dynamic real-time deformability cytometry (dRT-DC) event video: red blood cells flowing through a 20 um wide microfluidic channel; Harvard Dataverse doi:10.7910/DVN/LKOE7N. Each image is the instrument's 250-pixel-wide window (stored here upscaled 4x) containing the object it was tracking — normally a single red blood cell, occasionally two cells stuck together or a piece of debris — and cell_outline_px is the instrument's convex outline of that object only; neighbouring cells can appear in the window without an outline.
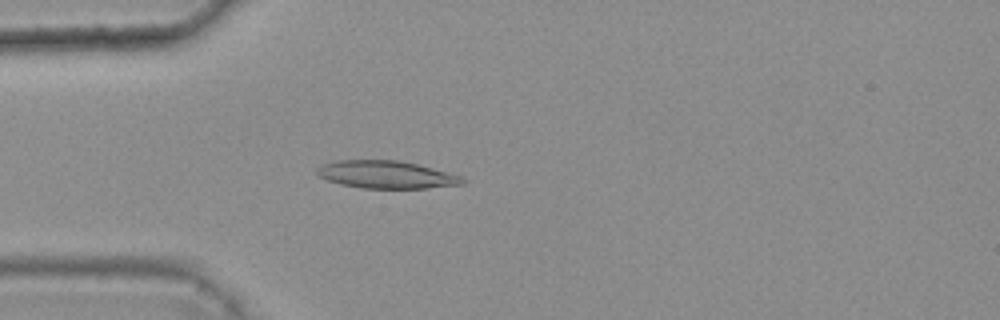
{"species": "common noctule bat (a hibernating species)", "species_latin": "Nyctalus noctula", "temperature_condition": "warm", "stored_images_in_passage": 46, "camera_frame_rate_fps": 3000, "um_per_image_px": 0.085, "animal": {"sex": "female", "body_mass_g": 25.1}, "frame": {"image": 1, "passage_image": 15, "time_ms": 4.667, "image_size_px": [1000, 320], "cell_outline_px": [[468, 180], [464, 184], [428, 188], [360, 188], [340, 184], [328, 180], [320, 176], [316, 172], [316, 168], [320, 164], [336, 160], [400, 160], [432, 168], [460, 176]], "centroid_in_image_um": [32.81, 14.84], "position_along_channel_um": 52.2, "area_um2": 23.47}}
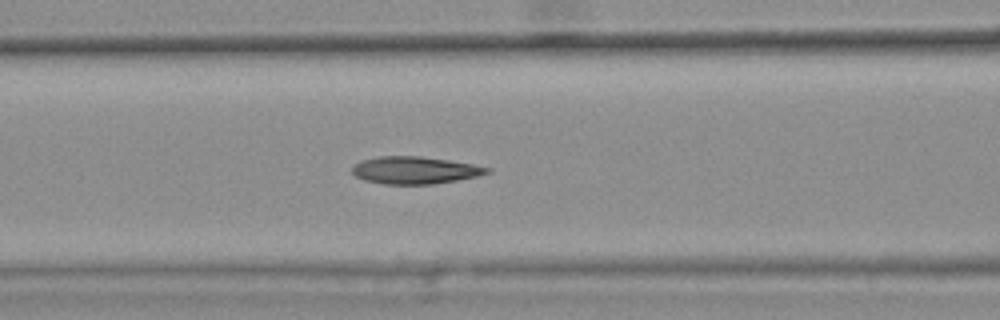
{"frame": {"image": 2, "passage_image": 22, "time_ms": 7.0, "image_size_px": [1000, 320], "cell_outline_px": [[492, 172], [476, 176], [436, 184], [384, 184], [364, 180], [356, 176], [352, 172], [352, 164], [360, 160], [376, 156], [420, 156], [448, 160], [472, 164], [492, 168]], "centroid_in_image_um": [35.23, 14.46], "position_along_channel_um": 131.4, "area_um2": 21.62}}
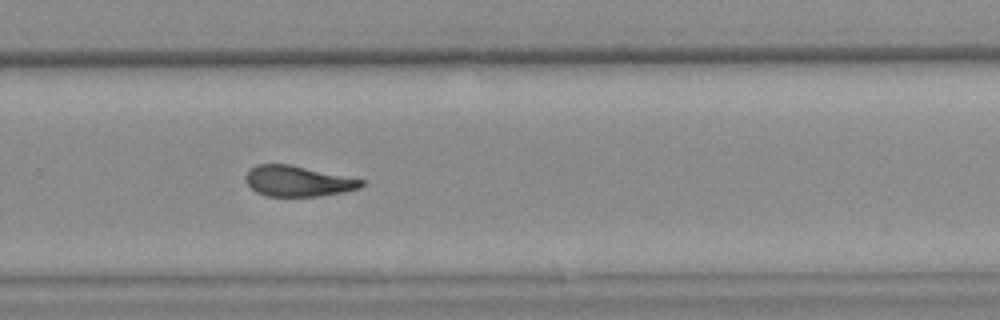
{"frame": {"image": 3, "passage_image": 36, "time_ms": 11.667, "image_size_px": [1000, 320], "cell_outline_px": [[364, 184], [360, 188], [344, 192], [320, 196], [268, 196], [256, 192], [248, 184], [244, 176], [256, 164], [288, 164], [364, 180]], "centroid_in_image_um": [25.31, 15.4], "position_along_channel_um": 304.5, "area_um2": 20.4}, "authors_computed_cell_mechanics": {"area_um2": 21.9929, "velocity_mm_per_s": 3.719, "shape_relaxation_time_tau1_ms": null, "shape_relaxation_time_tau2_ms": 2.6431, "deformation_change_tau1": null, "deformation_change_tau2": 0.1039}}